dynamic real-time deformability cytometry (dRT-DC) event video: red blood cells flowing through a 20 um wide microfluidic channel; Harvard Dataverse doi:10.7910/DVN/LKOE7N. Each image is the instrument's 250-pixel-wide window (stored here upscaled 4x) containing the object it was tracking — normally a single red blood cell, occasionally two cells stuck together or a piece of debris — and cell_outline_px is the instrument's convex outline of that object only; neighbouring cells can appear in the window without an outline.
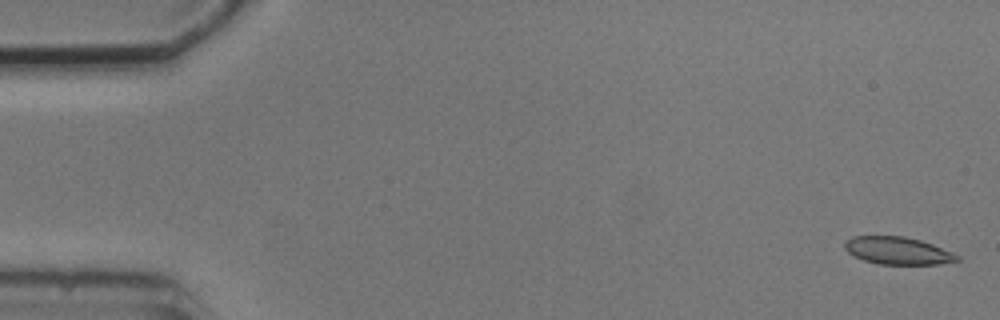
{"species": "common noctule bat (a hibernating species)", "species_latin": "Nyctalus noctula", "temperature_condition": "cold", "stored_images_in_passage": 4, "camera_frame_rate_fps": 3000, "um_per_image_px": 0.085, "animal": {"sex": "male", "body_mass_g": 20.5, "forearm_length_mm": 52.5}, "frame": {"image": 1, "passage_image": 1, "time_ms": 0.0, "image_size_px": [1000, 320], "cell_outline_px": [[960, 260], [940, 264], [880, 264], [864, 260], [848, 252], [844, 248], [844, 240], [852, 236], [904, 236], [920, 240], [932, 244], [952, 252], [960, 256]], "centroid_in_image_um": [76.3, 21.3], "position_along_channel_um": 8.7, "area_um2": 17.98}}
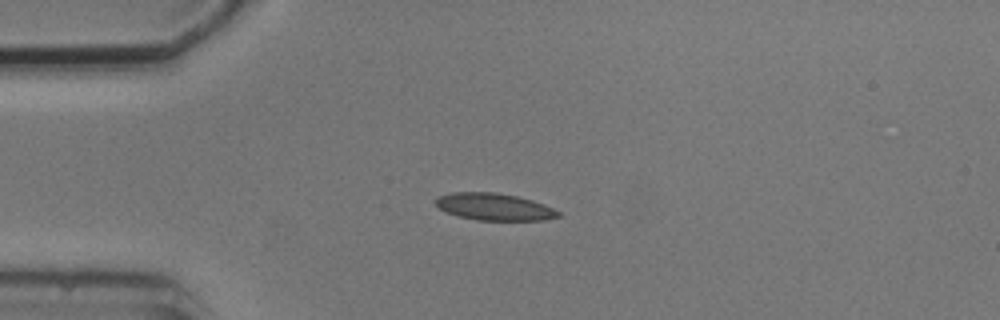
{"frame": {"image": 2, "passage_image": 4, "time_ms": 4.0, "image_size_px": [1000, 320], "cell_outline_px": [[564, 216], [544, 220], [476, 220], [460, 216], [448, 212], [440, 208], [436, 204], [436, 200], [440, 196], [452, 192], [496, 192], [516, 196], [532, 200], [544, 204], [560, 212]], "centroid_in_image_um": [42.07, 17.58], "position_along_channel_um": 42.9, "area_um2": 19.19}}